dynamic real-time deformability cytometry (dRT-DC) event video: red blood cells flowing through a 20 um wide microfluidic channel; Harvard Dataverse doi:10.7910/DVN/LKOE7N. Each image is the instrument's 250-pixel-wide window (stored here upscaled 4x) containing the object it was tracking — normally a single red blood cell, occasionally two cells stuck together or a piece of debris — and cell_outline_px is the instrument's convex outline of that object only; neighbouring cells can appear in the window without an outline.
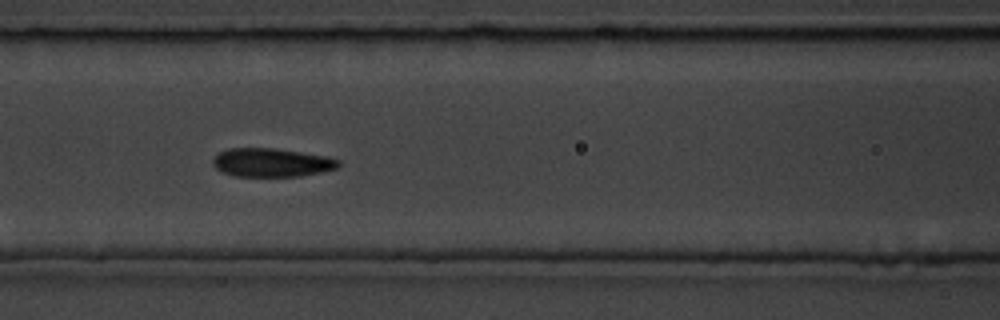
{"species": "common noctule bat (a hibernating species)", "species_latin": "Nyctalus noctula", "temperature_condition": "room temperature", "stored_images_in_passage": 8, "camera_frame_rate_fps": 3000, "um_per_image_px": 0.085, "animal": {"sex": "male", "body_mass_g": 19.5, "forearm_length_mm": 54.6}, "frame": {"image": 1, "passage_image": 7, "time_ms": 6.667, "image_size_px": [1000, 320], "cell_outline_px": [[340, 164], [336, 168], [320, 172], [300, 176], [232, 176], [220, 172], [212, 164], [212, 160], [220, 152], [228, 148], [272, 148], [328, 156], [340, 160]], "centroid_in_image_um": [23.06, 13.82], "position_along_channel_um": 143.5, "area_um2": 20.92}}